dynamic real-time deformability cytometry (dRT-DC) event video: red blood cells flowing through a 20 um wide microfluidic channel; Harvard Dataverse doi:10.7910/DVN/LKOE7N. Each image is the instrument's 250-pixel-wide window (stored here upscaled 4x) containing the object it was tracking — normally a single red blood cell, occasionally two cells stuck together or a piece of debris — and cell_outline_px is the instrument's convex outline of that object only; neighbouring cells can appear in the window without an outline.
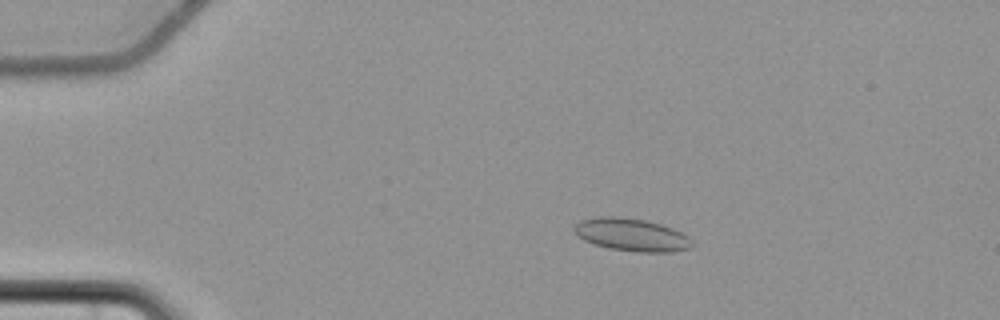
{"species": "common noctule bat (a hibernating species)", "species_latin": "Nyctalus noctula", "temperature_condition": "cold", "stored_images_in_passage": 59, "camera_frame_rate_fps": 3000, "um_per_image_px": 0.085, "animal": {"sex": "female", "body_mass_g": 22.7, "forearm_length_mm": 54.2}, "frame": {"image": 1, "passage_image": 13, "time_ms": 4.0, "image_size_px": [1000, 320], "cell_outline_px": [[692, 248], [668, 252], [636, 252], [608, 248], [584, 240], [572, 228], [580, 220], [600, 216], [620, 216], [644, 220], [660, 224], [672, 228], [688, 236], [692, 244]], "centroid_in_image_um": [53.68, 19.95], "position_along_channel_um": 31.3, "area_um2": 22.31}}
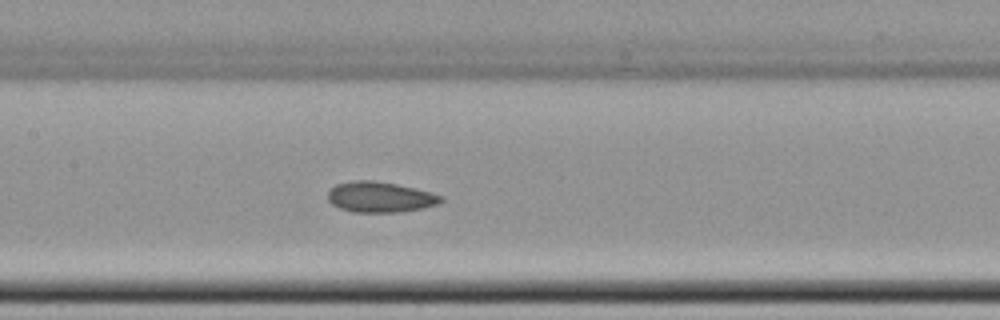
{"frame": {"image": 2, "passage_image": 30, "time_ms": 9.667, "image_size_px": [1000, 320], "cell_outline_px": [[444, 200], [436, 204], [424, 208], [396, 212], [352, 212], [340, 208], [332, 204], [328, 200], [328, 192], [336, 184], [352, 180], [372, 180], [396, 184], [416, 188], [432, 192], [444, 196]], "centroid_in_image_um": [32.32, 16.74], "position_along_channel_um": 175.1, "area_um2": 20.23}}
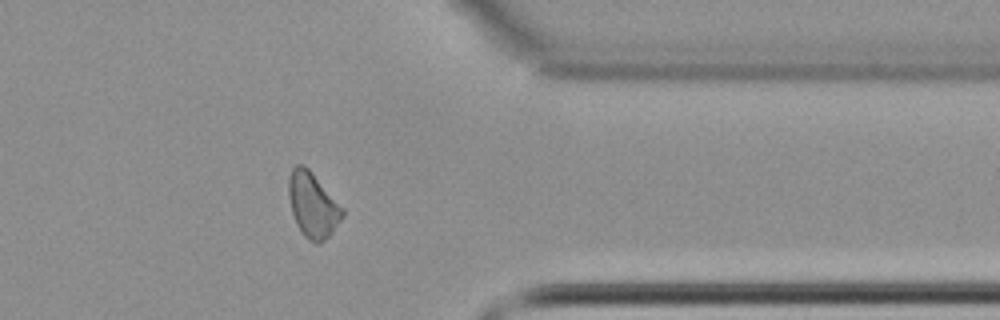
{"frame": {"image": 3, "passage_image": 48, "time_ms": 15.667, "image_size_px": [1000, 320], "cell_outline_px": [[344, 216], [332, 232], [320, 244], [316, 244], [308, 240], [304, 236], [296, 224], [292, 212], [288, 196], [288, 176], [292, 168], [296, 164], [304, 164], [312, 172], [344, 208]], "centroid_in_image_um": [26.58, 17.42], "position_along_channel_um": 384.8, "area_um2": 20.58}, "authors_computed_cell_mechanics": {"area_um2": 20.5768, "velocity_mm_per_s": 3.6723, "shape_relaxation_time_tau1_ms": null, "shape_relaxation_time_tau2_ms": 2.7354, "deformation_change_tau1": null, "deformation_change_tau2": 0.0878}}